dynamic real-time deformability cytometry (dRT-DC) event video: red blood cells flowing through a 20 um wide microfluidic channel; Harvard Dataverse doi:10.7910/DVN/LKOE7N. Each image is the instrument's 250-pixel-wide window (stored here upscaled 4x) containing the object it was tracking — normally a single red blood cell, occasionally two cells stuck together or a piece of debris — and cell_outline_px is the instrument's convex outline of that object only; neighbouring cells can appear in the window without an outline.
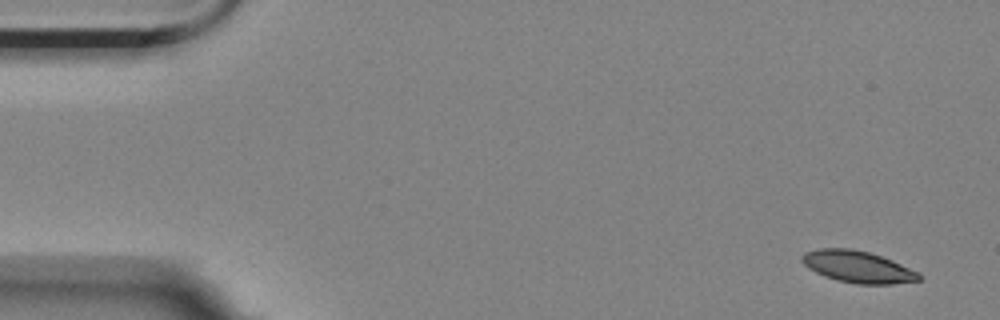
{"species": "Egyptian fruit bat (a non-hibernating species)", "species_latin": "Rousettus aegyptiacus", "temperature_condition": "room temperature", "stored_images_in_passage": 6, "camera_frame_rate_fps": 3000, "um_per_image_px": 0.085, "animal": {"sex": "female"}, "frame": {"image": 1, "passage_image": 1, "time_ms": 0.0, "image_size_px": [1000, 320], "cell_outline_px": [[920, 280], [892, 284], [856, 284], [836, 280], [824, 276], [808, 268], [800, 260], [800, 256], [804, 252], [820, 248], [852, 248], [868, 252], [892, 260], [920, 272]], "centroid_in_image_um": [72.89, 22.67], "position_along_channel_um": 12.1, "area_um2": 21.79}}
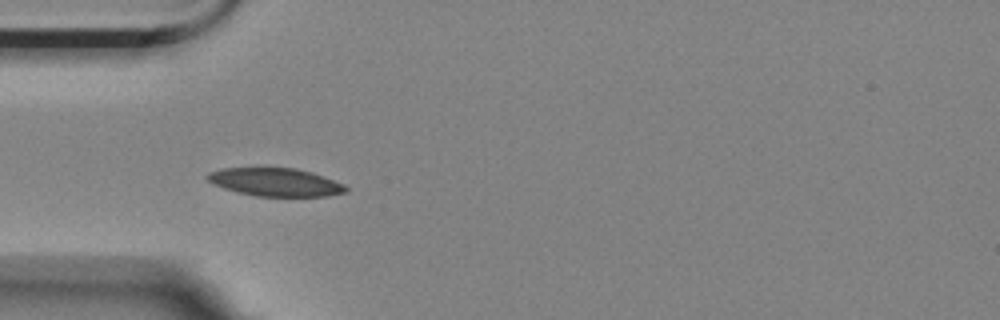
{"frame": {"image": 2, "passage_image": 5, "time_ms": 1.333, "image_size_px": [1000, 320], "cell_outline_px": [[348, 192], [328, 196], [256, 196], [236, 192], [224, 188], [208, 180], [204, 176], [208, 172], [224, 168], [296, 168], [312, 172], [324, 176], [344, 184], [348, 188]], "centroid_in_image_um": [23.44, 15.48], "position_along_channel_um": 61.6, "area_um2": 22.72}}
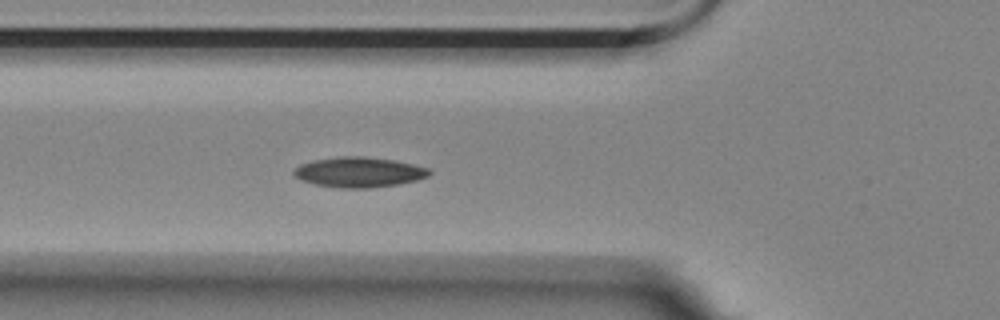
{"frame": {"image": 3, "passage_image": 6, "time_ms": 1.667, "image_size_px": [1000, 320], "cell_outline_px": [[432, 172], [428, 176], [416, 180], [400, 184], [368, 188], [340, 188], [316, 184], [304, 180], [296, 176], [292, 172], [300, 164], [312, 160], [340, 156], [364, 156], [392, 160], [412, 164], [428, 168]], "centroid_in_image_um": [30.52, 14.63], "position_along_channel_um": 95.3, "area_um2": 23.64}}